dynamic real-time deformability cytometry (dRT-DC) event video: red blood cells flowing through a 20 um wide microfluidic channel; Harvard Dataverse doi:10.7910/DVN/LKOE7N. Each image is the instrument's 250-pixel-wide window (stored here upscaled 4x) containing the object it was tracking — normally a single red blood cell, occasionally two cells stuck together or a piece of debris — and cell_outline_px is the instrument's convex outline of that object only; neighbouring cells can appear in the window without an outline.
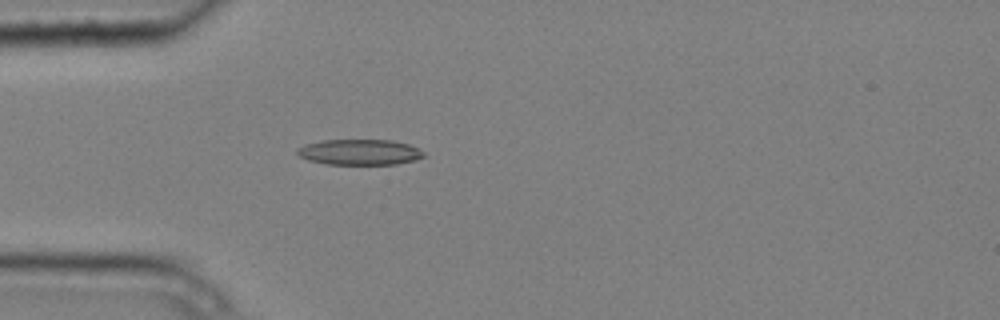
{"species": "common noctule bat (a hibernating species)", "species_latin": "Nyctalus noctula", "temperature_condition": "cold", "stored_images_in_passage": 5, "camera_frame_rate_fps": 3000, "um_per_image_px": 0.085, "animal": {"sex": "male", "body_mass_g": 20.4}, "frame": {"image": 1, "passage_image": 5, "time_ms": 1.333, "image_size_px": [1000, 320], "cell_outline_px": [[424, 156], [416, 160], [396, 164], [328, 164], [308, 160], [300, 156], [296, 152], [296, 148], [304, 144], [324, 140], [392, 140], [408, 144], [424, 152]], "centroid_in_image_um": [30.54, 12.93], "position_along_channel_um": 54.5, "area_um2": 18.84}}